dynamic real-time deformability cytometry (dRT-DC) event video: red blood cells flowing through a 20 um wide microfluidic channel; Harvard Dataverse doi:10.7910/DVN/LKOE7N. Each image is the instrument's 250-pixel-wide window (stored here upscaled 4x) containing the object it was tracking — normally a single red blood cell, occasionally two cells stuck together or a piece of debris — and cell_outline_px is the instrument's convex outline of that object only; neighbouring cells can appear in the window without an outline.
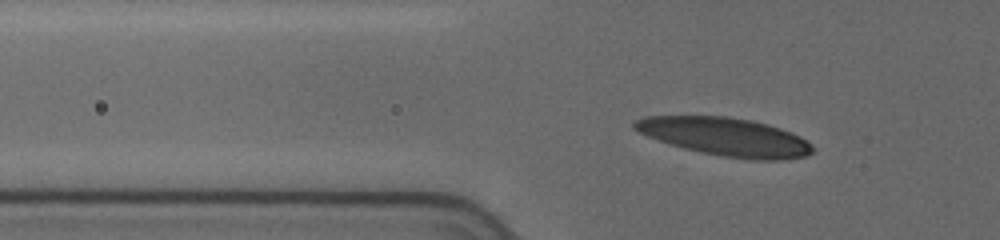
{"species": "human", "species_latin": "Homo sapiens", "temperature_condition": "cold", "stored_images_in_passage": 51, "segment_of_instrument_passage": [1, 2], "camera_frame_rate_fps": 3000, "um_per_image_px": 0.085, "donor": {"sex": "female"}, "frame": {"image": 1, "passage_image": 9, "time_ms": 3.333, "image_size_px": [1000, 240], "cell_outline_px": [[812, 152], [808, 156], [780, 160], [748, 160], [720, 156], [700, 152], [684, 148], [648, 136], [632, 128], [632, 124], [636, 120], [644, 116], [728, 116], [768, 124], [780, 128], [800, 136], [812, 144]], "centroid_in_image_um": [61.68, 11.63], "position_along_channel_um": 64.1, "area_um2": 39.59}}
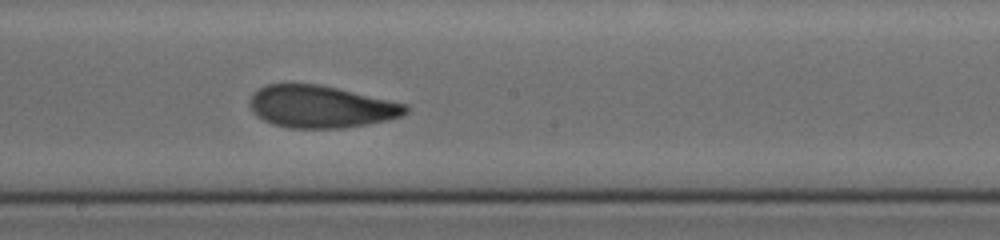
{"frame": {"image": 2, "passage_image": 25, "time_ms": 8.0, "image_size_px": [1000, 240], "cell_outline_px": [[408, 112], [404, 116], [388, 120], [368, 124], [344, 128], [288, 128], [272, 124], [264, 120], [252, 108], [252, 92], [268, 84], [320, 84], [408, 104]], "centroid_in_image_um": [27.35, 9.07], "position_along_channel_um": 220.8, "area_um2": 38.21}}
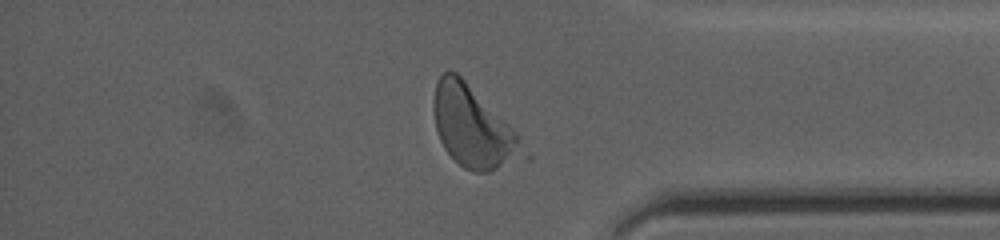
{"frame": {"image": 3, "passage_image": 41, "time_ms": 13.0, "image_size_px": [1000, 240], "cell_outline_px": [[532, 160], [488, 172], [472, 172], [464, 168], [444, 148], [440, 140], [436, 128], [432, 108], [432, 100], [436, 80], [444, 72], [456, 72], [516, 132], [532, 156]], "centroid_in_image_um": [40.28, 10.89], "position_along_channel_um": 394.9, "area_um2": 42.66}}